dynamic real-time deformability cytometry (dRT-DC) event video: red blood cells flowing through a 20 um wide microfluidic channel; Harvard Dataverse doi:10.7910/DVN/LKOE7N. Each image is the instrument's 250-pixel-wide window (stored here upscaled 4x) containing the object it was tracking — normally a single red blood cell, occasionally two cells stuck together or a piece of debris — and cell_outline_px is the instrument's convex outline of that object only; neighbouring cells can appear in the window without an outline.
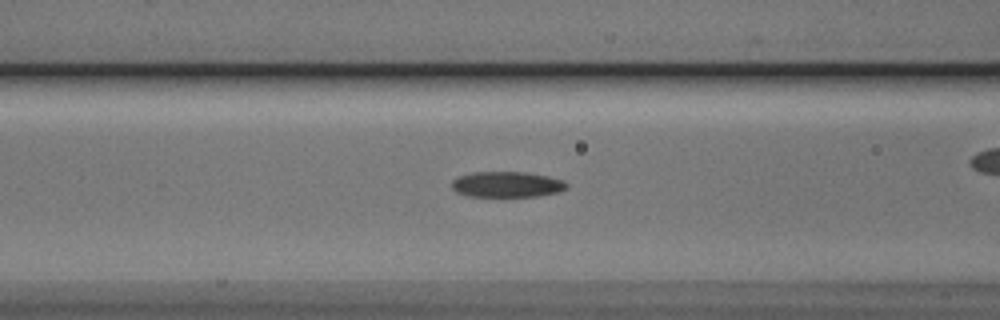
{"species": "Egyptian fruit bat (a non-hibernating species)", "species_latin": "Rousettus aegyptiacus", "temperature_condition": "cold", "stored_images_in_passage": 48, "camera_frame_rate_fps": 3000, "um_per_image_px": 0.085, "animal": {"sex": "male"}, "frame": {"image": 1, "passage_image": 15, "time_ms": 4.667, "image_size_px": [1000, 320], "cell_outline_px": [[568, 188], [560, 192], [536, 196], [468, 196], [456, 192], [452, 188], [452, 180], [460, 176], [472, 172], [524, 172], [548, 176], [564, 180], [568, 184]], "centroid_in_image_um": [43.12, 15.67], "position_along_channel_um": 123.5, "area_um2": 17.22}}
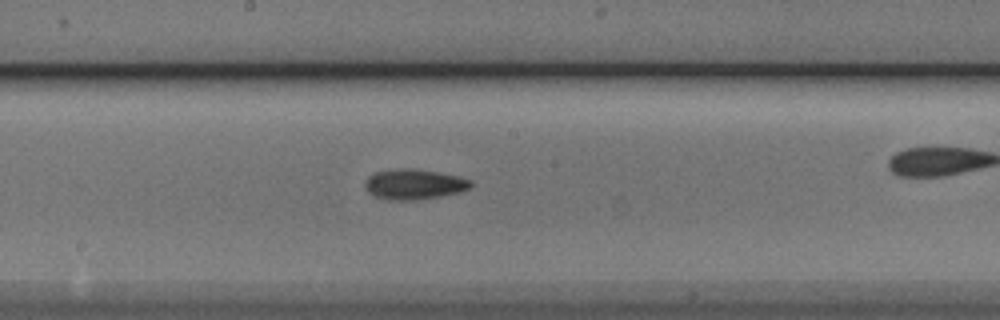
{"frame": {"image": 2, "passage_image": 22, "time_ms": 7.0, "image_size_px": [1000, 320], "cell_outline_px": [[472, 188], [460, 192], [440, 196], [416, 200], [388, 200], [376, 196], [368, 192], [364, 184], [364, 180], [368, 176], [376, 172], [396, 168], [412, 168], [436, 172], [456, 176], [472, 180]], "centroid_in_image_um": [35.19, 15.66], "position_along_channel_um": 213.0, "area_um2": 18.73}}
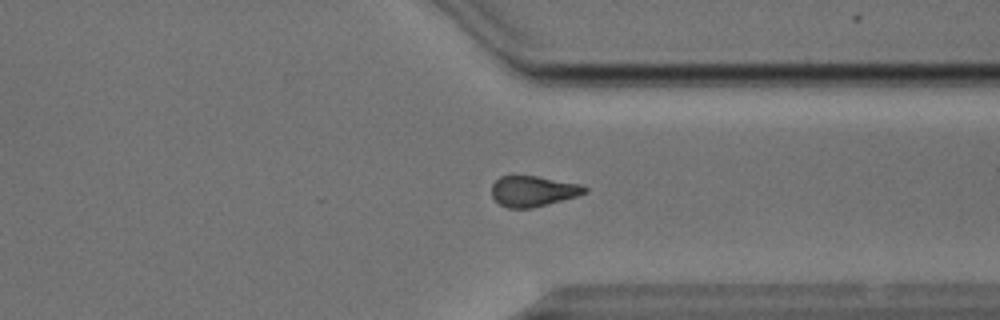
{"frame": {"image": 3, "passage_image": 34, "time_ms": 11.0, "image_size_px": [1000, 320], "cell_outline_px": [[588, 192], [576, 196], [532, 208], [508, 208], [500, 204], [492, 196], [492, 184], [500, 176], [536, 176], [580, 184], [588, 188]], "centroid_in_image_um": [45.31, 16.24], "position_along_channel_um": 366.1, "area_um2": 16.42}}